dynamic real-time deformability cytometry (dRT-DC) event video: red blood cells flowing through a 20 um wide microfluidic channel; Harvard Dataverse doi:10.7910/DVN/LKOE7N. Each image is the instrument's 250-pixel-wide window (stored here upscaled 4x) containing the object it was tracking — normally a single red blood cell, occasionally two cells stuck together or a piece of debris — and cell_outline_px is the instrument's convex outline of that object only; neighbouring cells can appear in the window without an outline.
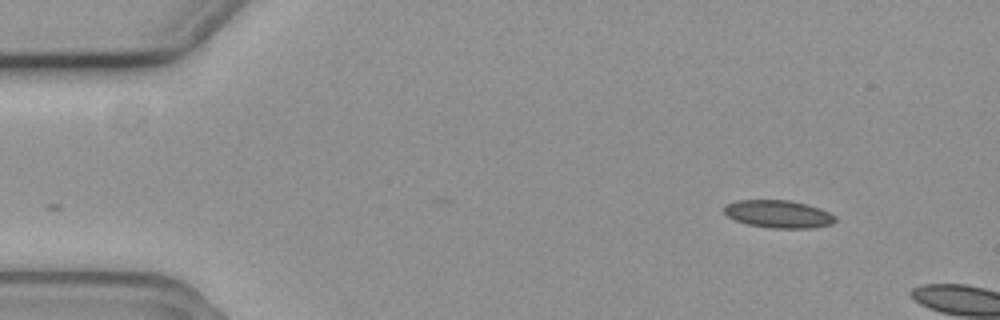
{"species": "common noctule bat (a hibernating species)", "species_latin": "Nyctalus noctula", "temperature_condition": "cold", "stored_images_in_passage": 4, "camera_frame_rate_fps": 3000, "um_per_image_px": 0.085, "animal": {"sex": "female", "body_mass_g": 19.3, "forearm_length_mm": 54.1}, "frame": {"image": 1, "passage_image": 1, "time_ms": 0.0, "image_size_px": [1000, 320], "cell_outline_px": [[836, 220], [832, 224], [812, 228], [768, 228], [748, 224], [736, 220], [728, 216], [724, 212], [724, 204], [736, 200], [788, 200], [820, 208], [836, 216]], "centroid_in_image_um": [66.15, 18.19], "position_along_channel_um": 18.8, "area_um2": 17.92}}